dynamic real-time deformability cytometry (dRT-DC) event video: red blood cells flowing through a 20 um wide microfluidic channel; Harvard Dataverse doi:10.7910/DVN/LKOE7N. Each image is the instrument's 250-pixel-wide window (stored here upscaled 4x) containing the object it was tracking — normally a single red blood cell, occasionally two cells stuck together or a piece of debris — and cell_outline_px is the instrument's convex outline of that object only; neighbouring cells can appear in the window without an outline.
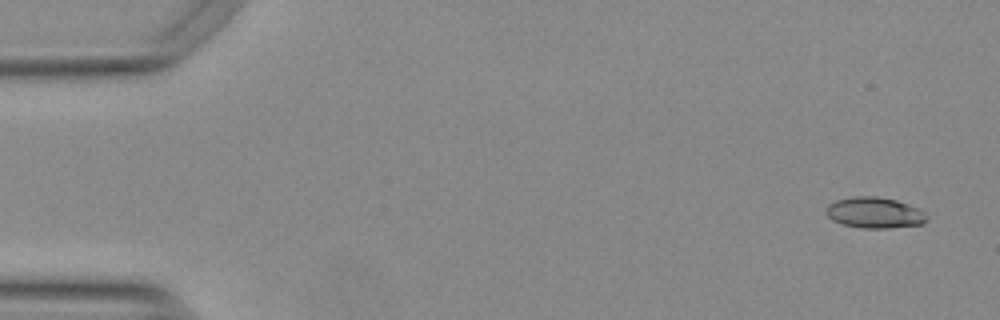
{"species": "Egyptian fruit bat (a non-hibernating species)", "species_latin": "Rousettus aegyptiacus", "temperature_condition": "warm", "stored_images_in_passage": 50, "camera_frame_rate_fps": 3000, "um_per_image_px": 0.085, "animal": {"sex": "female"}, "frame": {"image": 1, "passage_image": 3, "time_ms": 0.667, "image_size_px": [1000, 320], "cell_outline_px": [[928, 220], [920, 224], [888, 228], [864, 228], [844, 224], [832, 220], [824, 212], [828, 204], [836, 200], [856, 196], [876, 196], [896, 200], [908, 204], [924, 212], [928, 216]], "centroid_in_image_um": [74.32, 18.07], "position_along_channel_um": 10.7, "area_um2": 18.03}}
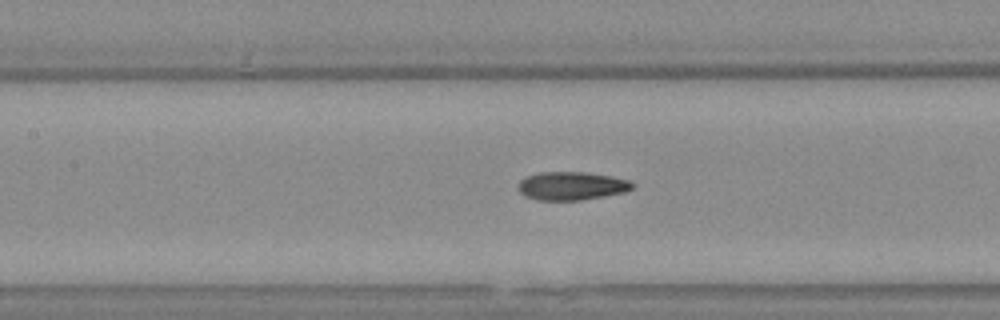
{"frame": {"image": 2, "passage_image": 25, "time_ms": 8.0, "image_size_px": [1000, 320], "cell_outline_px": [[636, 184], [632, 188], [624, 192], [580, 200], [540, 200], [528, 196], [520, 192], [516, 188], [520, 180], [528, 176], [540, 172], [584, 172], [612, 176], [632, 180]], "centroid_in_image_um": [48.62, 15.79], "position_along_channel_um": 158.8, "area_um2": 18.79}}
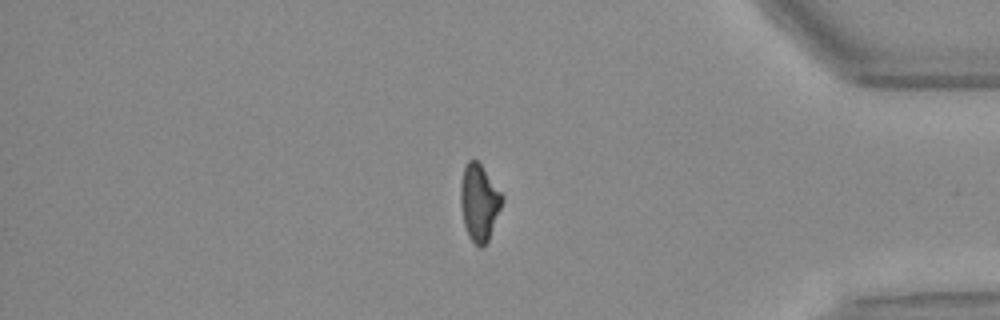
{"frame": {"image": 3, "passage_image": 46, "time_ms": 15.0, "image_size_px": [1000, 320], "cell_outline_px": [[504, 200], [488, 240], [480, 248], [468, 236], [464, 224], [460, 204], [460, 184], [464, 168], [468, 160], [476, 160], [480, 164], [504, 196]], "centroid_in_image_um": [40.72, 17.2], "position_along_channel_um": 394.5, "area_um2": 18.38}}